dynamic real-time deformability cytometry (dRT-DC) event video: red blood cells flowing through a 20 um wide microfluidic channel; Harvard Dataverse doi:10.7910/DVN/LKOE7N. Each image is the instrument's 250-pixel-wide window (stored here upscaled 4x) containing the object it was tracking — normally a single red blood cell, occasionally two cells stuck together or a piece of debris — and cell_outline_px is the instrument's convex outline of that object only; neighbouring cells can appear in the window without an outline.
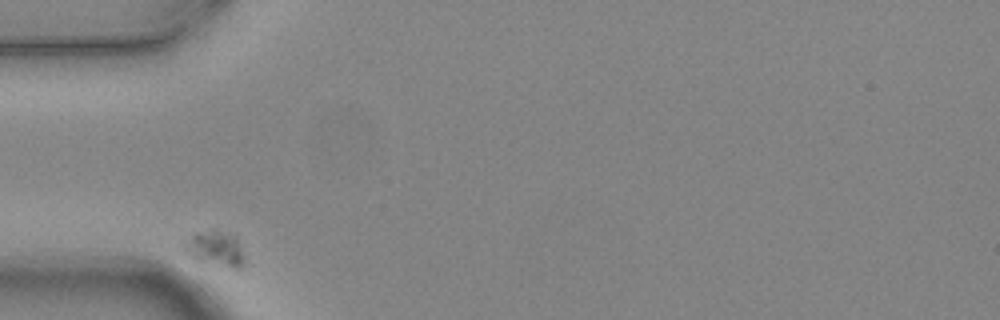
{"species": "common noctule bat (a hibernating species)", "species_latin": "Nyctalus noctula", "temperature_condition": "warm", "stored_images_in_passage": 2, "camera_frame_rate_fps": 3000, "um_per_image_px": 0.085, "animal": {"sex": "female", "body_mass_g": 24.6, "forearm_length_mm": 56.2}, "frame": {"image": 1, "passage_image": 1, "time_ms": 0.0, "image_size_px": [1000, 320], "cell_outline_px": [[244, 264], [240, 268], [232, 268], [192, 256], [184, 248], [184, 240], [196, 232], [212, 228], [216, 228], [236, 236], [244, 256]], "centroid_in_image_um": [18.34, 21.05], "position_along_channel_um": 66.7, "area_um2": 12.08}}